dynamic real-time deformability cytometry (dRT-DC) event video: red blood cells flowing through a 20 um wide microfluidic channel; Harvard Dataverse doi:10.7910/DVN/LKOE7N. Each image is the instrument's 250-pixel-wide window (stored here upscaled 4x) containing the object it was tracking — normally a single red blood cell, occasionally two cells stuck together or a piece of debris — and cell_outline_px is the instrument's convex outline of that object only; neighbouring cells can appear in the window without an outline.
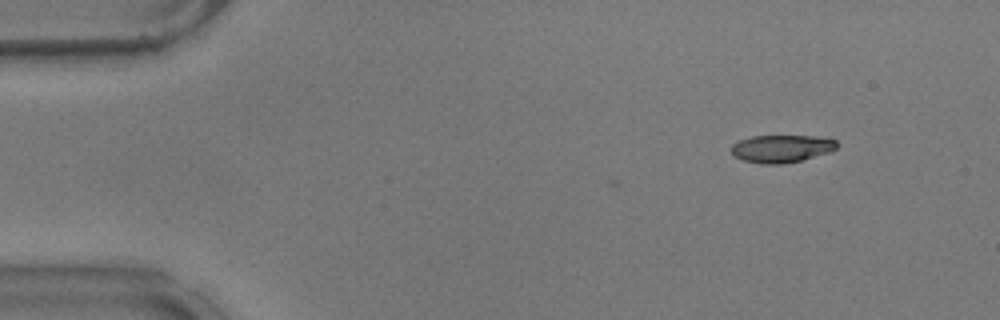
{"species": "common noctule bat (a hibernating species)", "species_latin": "Nyctalus noctula", "temperature_condition": "warm", "stored_images_in_passage": 2, "camera_frame_rate_fps": 3000, "um_per_image_px": 0.085, "animal": {"sex": "male", "body_mass_g": 17.9}, "frame": {"image": 1, "passage_image": 2, "time_ms": 0.333, "image_size_px": [1000, 320], "cell_outline_px": [[836, 148], [828, 152], [800, 160], [780, 164], [760, 164], [744, 160], [732, 156], [732, 144], [740, 140], [752, 136], [816, 136], [836, 140]], "centroid_in_image_um": [66.38, 12.63], "position_along_channel_um": 18.6, "area_um2": 16.76}}